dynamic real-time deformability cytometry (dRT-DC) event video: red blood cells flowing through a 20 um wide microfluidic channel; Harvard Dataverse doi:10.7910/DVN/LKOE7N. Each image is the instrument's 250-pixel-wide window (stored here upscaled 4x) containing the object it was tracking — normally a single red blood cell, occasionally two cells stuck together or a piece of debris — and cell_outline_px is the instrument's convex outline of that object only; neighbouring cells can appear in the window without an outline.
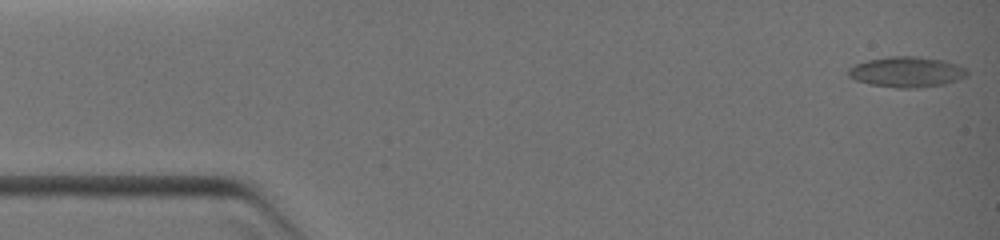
{"species": "common noctule bat (a hibernating species)", "species_latin": "Nyctalus noctula", "temperature_condition": "warm", "stored_images_in_passage": 16, "camera_frame_rate_fps": 3000, "um_per_image_px": 0.085, "animal": {"sex": "female", "body_mass_g": 19.0, "forearm_length_mm": 51.5}, "frame": {"image": 1, "passage_image": 1, "time_ms": 0.0, "image_size_px": [1000, 240], "cell_outline_px": [[968, 76], [944, 84], [920, 88], [896, 88], [868, 84], [856, 80], [848, 76], [848, 68], [856, 64], [868, 60], [888, 56], [916, 56], [944, 60], [956, 64], [964, 68], [968, 72]], "centroid_in_image_um": [77.06, 6.12], "position_along_channel_um": 7.9, "area_um2": 21.21}}
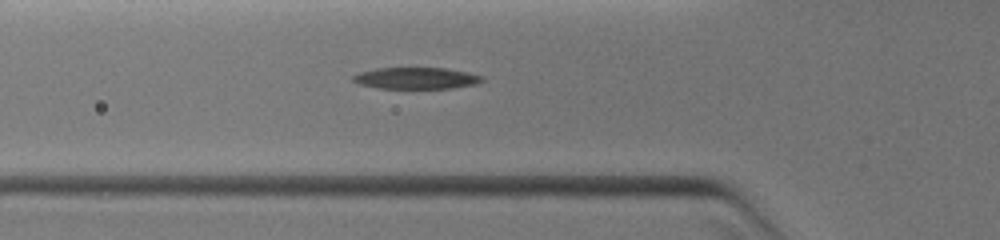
{"frame": {"image": 2, "passage_image": 10, "time_ms": 4.333, "image_size_px": [1000, 240], "cell_outline_px": [[484, 80], [476, 84], [452, 88], [376, 88], [360, 84], [352, 80], [352, 76], [360, 72], [376, 68], [448, 68], [468, 72], [484, 76]], "centroid_in_image_um": [35.4, 6.64], "position_along_channel_um": 90.4, "area_um2": 16.24}}
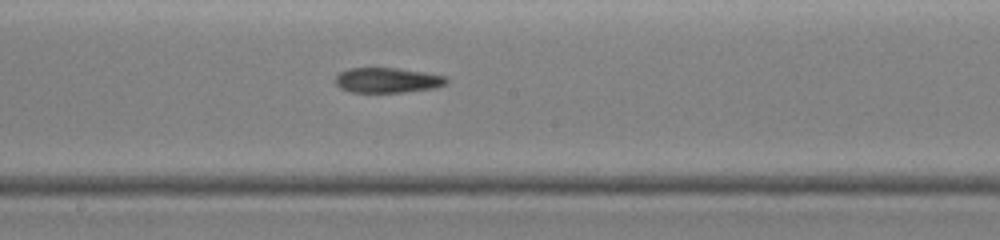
{"frame": {"image": 3, "passage_image": 16, "time_ms": 7.0, "image_size_px": [1000, 240], "cell_outline_px": [[448, 84], [436, 88], [404, 92], [352, 92], [340, 88], [332, 80], [340, 72], [348, 68], [396, 68], [424, 72], [448, 76]], "centroid_in_image_um": [32.95, 6.82], "position_along_channel_um": 215.3, "area_um2": 16.47}}